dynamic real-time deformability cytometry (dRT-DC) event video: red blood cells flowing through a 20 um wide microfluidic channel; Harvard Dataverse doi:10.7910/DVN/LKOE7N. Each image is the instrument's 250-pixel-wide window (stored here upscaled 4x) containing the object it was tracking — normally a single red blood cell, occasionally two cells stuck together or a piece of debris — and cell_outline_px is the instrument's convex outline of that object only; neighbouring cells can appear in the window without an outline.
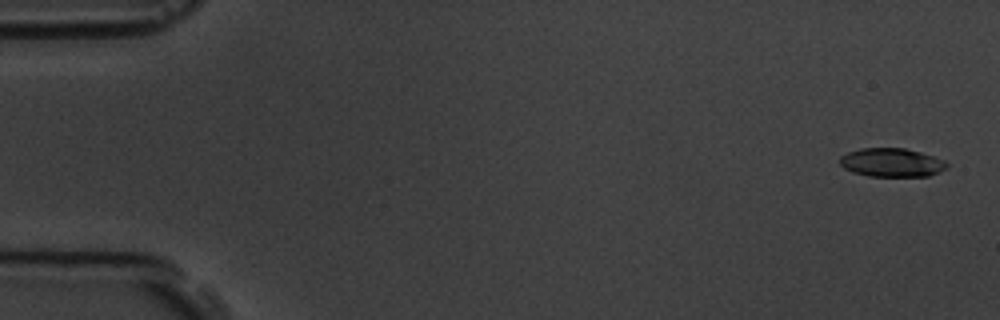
{"species": "common noctule bat (a hibernating species)", "species_latin": "Nyctalus noctula", "temperature_condition": "room temperature", "stored_images_in_passage": 6, "camera_frame_rate_fps": 3000, "um_per_image_px": 0.085, "animal": {"sex": "male", "body_mass_g": 19.5, "forearm_length_mm": 54.6}, "frame": {"image": 1, "passage_image": 1, "time_ms": 0.0, "image_size_px": [1000, 320], "cell_outline_px": [[948, 168], [940, 172], [928, 176], [868, 176], [852, 172], [844, 168], [840, 164], [840, 156], [848, 152], [860, 148], [904, 148], [920, 152], [944, 160], [948, 164]], "centroid_in_image_um": [75.79, 13.82], "position_along_channel_um": 9.2, "area_um2": 17.92}}
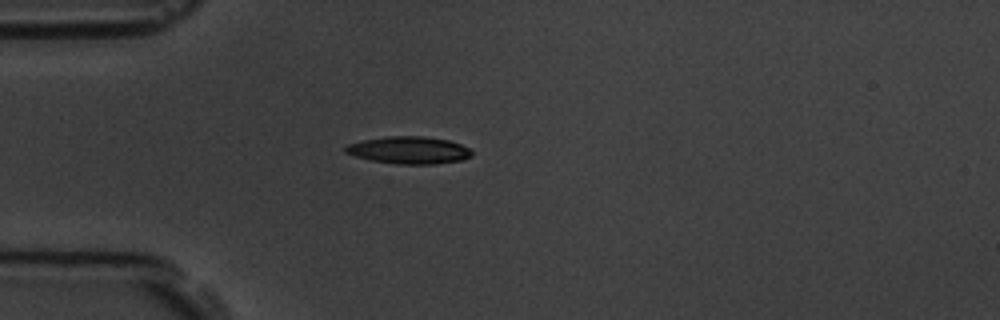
{"frame": {"image": 2, "passage_image": 5, "time_ms": 4.667, "image_size_px": [1000, 320], "cell_outline_px": [[472, 156], [460, 160], [436, 164], [396, 164], [372, 160], [356, 156], [344, 152], [344, 148], [348, 144], [364, 140], [388, 136], [424, 136], [448, 140], [460, 144], [468, 148], [472, 152]], "centroid_in_image_um": [34.76, 12.76], "position_along_channel_um": 50.2, "area_um2": 19.94}}